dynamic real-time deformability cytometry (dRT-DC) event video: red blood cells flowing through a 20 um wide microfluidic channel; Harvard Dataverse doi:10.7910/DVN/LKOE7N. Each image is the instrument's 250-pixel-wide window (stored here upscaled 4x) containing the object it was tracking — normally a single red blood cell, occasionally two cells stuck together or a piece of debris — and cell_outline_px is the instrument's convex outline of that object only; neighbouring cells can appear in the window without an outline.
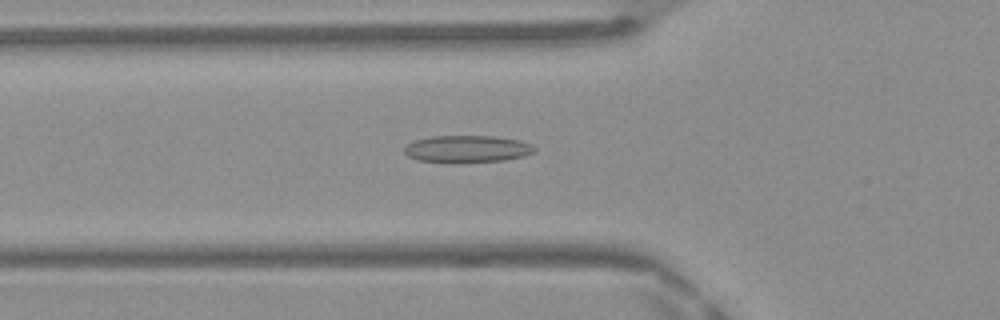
{"species": "Egyptian fruit bat (a non-hibernating species)", "species_latin": "Rousettus aegyptiacus", "temperature_condition": "warm", "stored_images_in_passage": 42, "camera_frame_rate_fps": 3000, "um_per_image_px": 0.085, "frame": {"image": 1, "passage_image": 11, "time_ms": 3.333, "image_size_px": [1000, 320], "cell_outline_px": [[536, 152], [524, 156], [504, 160], [452, 164], [420, 160], [408, 156], [404, 152], [404, 148], [408, 144], [416, 140], [432, 136], [496, 136], [520, 140], [532, 144], [536, 148]], "centroid_in_image_um": [39.75, 12.67], "position_along_channel_um": 86.1, "area_um2": 20.92}}
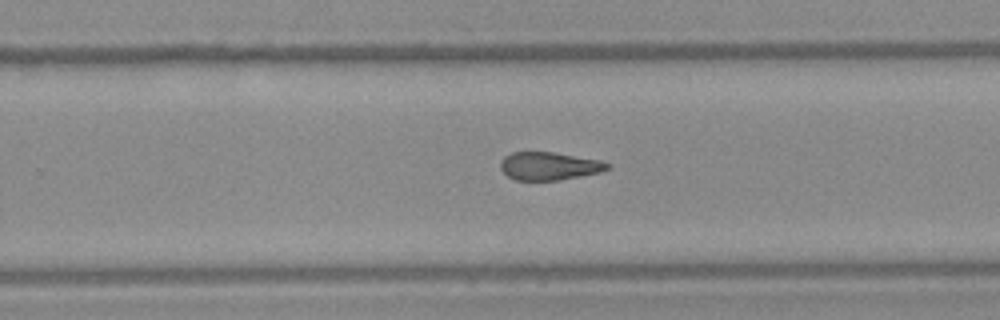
{"frame": {"image": 2, "passage_image": 25, "time_ms": 8.0, "image_size_px": [1000, 320], "cell_outline_px": [[612, 168], [600, 172], [580, 176], [556, 180], [516, 180], [508, 176], [500, 168], [500, 160], [504, 156], [512, 152], [552, 152], [600, 160], [612, 164]], "centroid_in_image_um": [46.69, 14.11], "position_along_channel_um": 283.1, "area_um2": 17.46}}
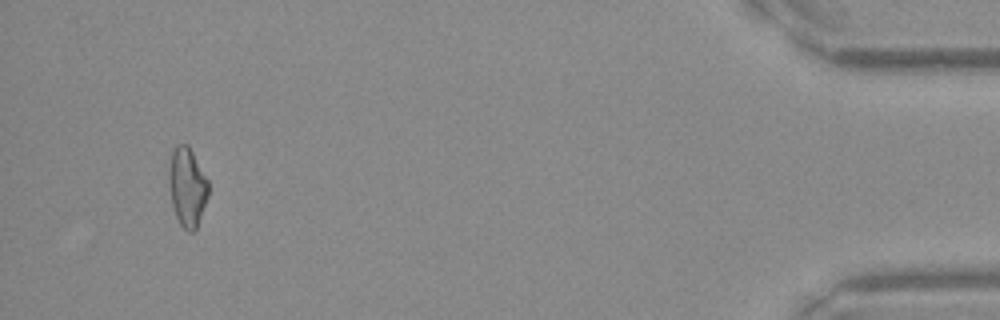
{"frame": {"image": 3, "passage_image": 40, "time_ms": 13.0, "image_size_px": [1000, 320], "cell_outline_px": [[208, 196], [196, 228], [192, 232], [188, 232], [180, 224], [176, 216], [172, 204], [168, 184], [168, 172], [172, 148], [176, 144], [188, 144], [208, 180]], "centroid_in_image_um": [15.89, 15.86], "position_along_channel_um": 419.3, "area_um2": 18.21}, "authors_computed_cell_mechanics": {"area_um2": 18.4093, "velocity_mm_per_s": 4.201, "shape_relaxation_time_tau1_ms": null, "shape_relaxation_time_tau2_ms": 3.1552, "deformation_change_tau1": null, "deformation_change_tau2": 0.127}}